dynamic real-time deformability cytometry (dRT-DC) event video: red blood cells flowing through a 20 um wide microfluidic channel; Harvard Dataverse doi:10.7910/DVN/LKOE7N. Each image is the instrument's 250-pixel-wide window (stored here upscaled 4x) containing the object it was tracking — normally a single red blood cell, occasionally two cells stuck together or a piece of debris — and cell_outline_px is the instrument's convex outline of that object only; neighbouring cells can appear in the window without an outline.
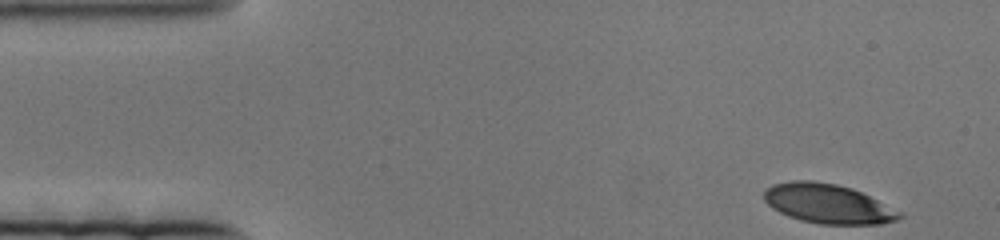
{"species": "human", "species_latin": "Homo sapiens", "temperature_condition": "cold", "stored_images_in_passage": 66, "camera_frame_rate_fps": 3000, "um_per_image_px": 0.085, "donor": {"sex": "female"}, "frame": {"image": 1, "passage_image": 1, "time_ms": 0.0, "image_size_px": [1000, 240], "cell_outline_px": [[904, 216], [896, 220], [880, 224], [820, 224], [800, 220], [788, 216], [772, 208], [764, 200], [764, 188], [772, 184], [792, 180], [812, 180], [836, 184], [852, 188], [904, 212]], "centroid_in_image_um": [70.37, 17.31], "position_along_channel_um": 14.6, "area_um2": 31.39}}
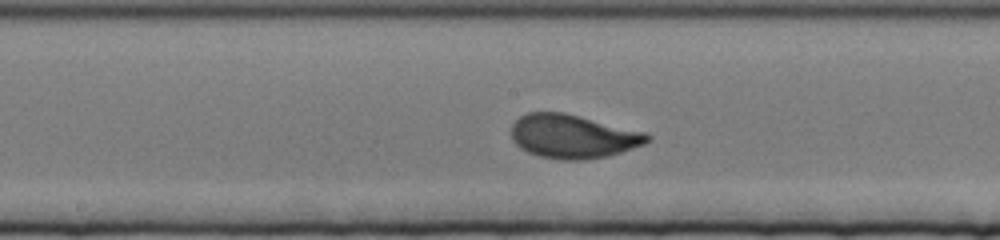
{"frame": {"image": 2, "passage_image": 36, "time_ms": 11.667, "image_size_px": [1000, 240], "cell_outline_px": [[652, 136], [644, 144], [608, 156], [584, 160], [560, 160], [540, 156], [528, 152], [520, 148], [512, 140], [512, 124], [520, 116], [528, 112], [564, 112], [644, 132]], "centroid_in_image_um": [48.67, 11.59], "position_along_channel_um": 199.5, "area_um2": 34.51}}
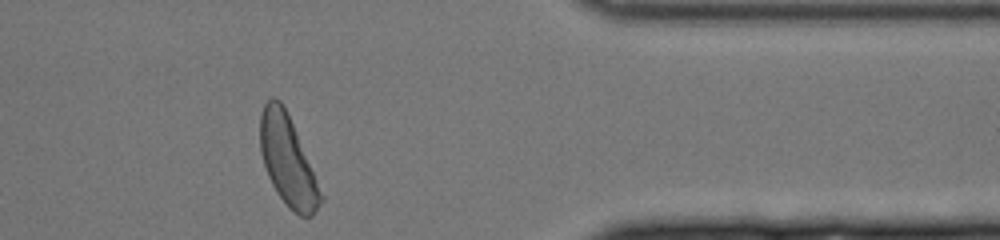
{"frame": {"image": 3, "passage_image": 62, "time_ms": 20.333, "image_size_px": [1000, 240], "cell_outline_px": [[324, 200], [312, 216], [300, 216], [288, 208], [276, 192], [268, 176], [260, 152], [260, 112], [264, 104], [272, 96], [276, 96], [280, 100], [292, 124], [324, 196]], "centroid_in_image_um": [24.44, 13.69], "position_along_channel_um": 387.0, "area_um2": 31.39}}